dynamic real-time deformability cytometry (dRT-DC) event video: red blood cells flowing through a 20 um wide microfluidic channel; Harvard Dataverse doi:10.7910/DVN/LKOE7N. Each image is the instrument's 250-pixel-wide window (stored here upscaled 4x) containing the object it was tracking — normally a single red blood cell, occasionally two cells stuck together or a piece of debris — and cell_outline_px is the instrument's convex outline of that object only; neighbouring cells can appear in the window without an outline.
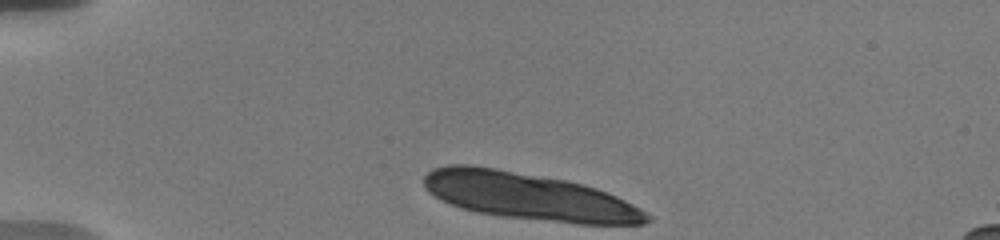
{"species": "human", "species_latin": "Homo sapiens", "temperature_condition": "warm", "stored_images_in_passage": 8, "camera_frame_rate_fps": 3000, "um_per_image_px": 0.085, "donor": {"sex": "male"}, "frame": {"image": 1, "passage_image": 1, "time_ms": 0.0, "image_size_px": [1000, 240], "cell_outline_px": [[652, 220], [644, 224], [576, 224], [504, 216], [476, 212], [460, 208], [440, 200], [428, 192], [424, 188], [424, 176], [432, 168], [448, 164], [472, 164], [568, 180], [584, 184], [596, 188], [616, 196], [640, 208], [652, 216]], "centroid_in_image_um": [44.93, 16.68], "position_along_channel_um": 40.1, "area_um2": 61.67}}